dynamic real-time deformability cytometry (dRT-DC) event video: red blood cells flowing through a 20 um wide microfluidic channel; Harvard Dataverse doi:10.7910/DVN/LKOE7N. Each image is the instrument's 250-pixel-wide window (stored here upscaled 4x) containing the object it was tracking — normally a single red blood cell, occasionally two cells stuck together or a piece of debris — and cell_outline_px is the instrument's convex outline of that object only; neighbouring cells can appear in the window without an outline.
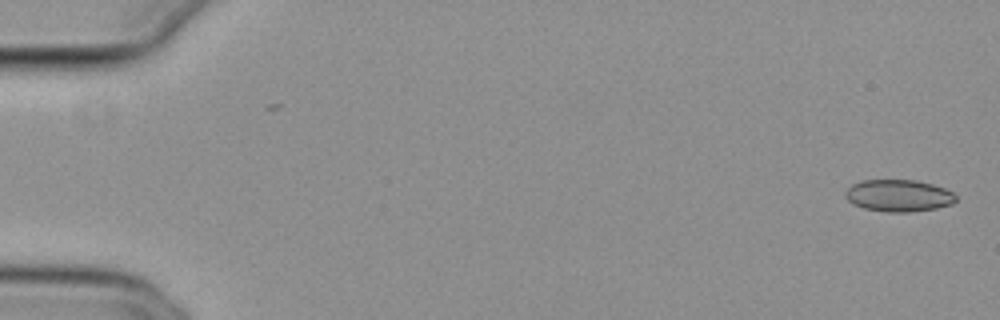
{"species": "common noctule bat (a hibernating species)", "species_latin": "Nyctalus noctula", "temperature_condition": "cold", "stored_images_in_passage": 11, "camera_frame_rate_fps": 3000, "um_per_image_px": 0.085, "animal": {"sex": "female", "body_mass_g": 29.2, "forearm_length_mm": 56.3}, "frame": {"image": 1, "passage_image": 1, "time_ms": 0.0, "image_size_px": [1000, 320], "cell_outline_px": [[956, 200], [952, 204], [936, 208], [912, 212], [884, 212], [864, 208], [852, 204], [844, 196], [844, 192], [852, 184], [864, 180], [916, 180], [932, 184], [944, 188], [952, 192], [956, 196]], "centroid_in_image_um": [76.36, 16.63], "position_along_channel_um": 8.6, "area_um2": 20.69}}